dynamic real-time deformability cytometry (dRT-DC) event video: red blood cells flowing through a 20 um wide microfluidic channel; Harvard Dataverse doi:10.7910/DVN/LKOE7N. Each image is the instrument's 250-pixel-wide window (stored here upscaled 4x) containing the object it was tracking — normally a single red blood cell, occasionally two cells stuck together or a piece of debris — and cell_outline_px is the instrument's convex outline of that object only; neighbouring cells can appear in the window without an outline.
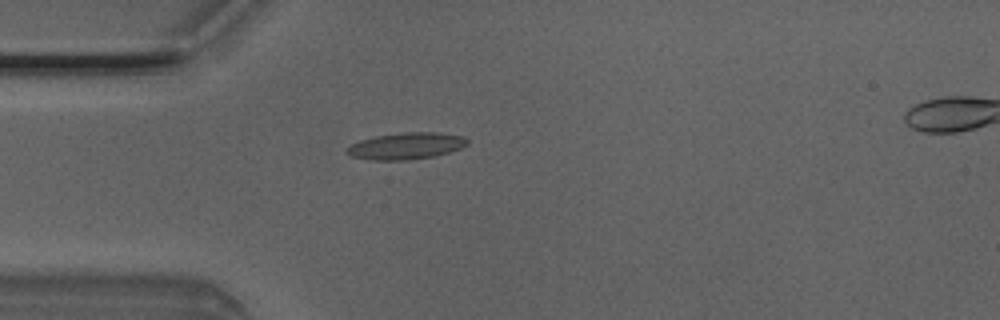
{"species": "Egyptian fruit bat (a non-hibernating species)", "species_latin": "Rousettus aegyptiacus", "temperature_condition": "room temperature", "stored_images_in_passage": 3, "camera_frame_rate_fps": 3000, "um_per_image_px": 0.085, "animal": {"sex": "male"}, "frame": {"image": 1, "passage_image": 2, "time_ms": 0.333, "image_size_px": [1000, 320], "cell_outline_px": [[468, 144], [460, 148], [448, 152], [432, 156], [408, 160], [372, 160], [352, 156], [344, 152], [352, 144], [360, 140], [376, 136], [404, 132], [440, 132], [464, 136], [468, 140]], "centroid_in_image_um": [34.53, 12.4], "position_along_channel_um": 50.5, "area_um2": 18.61}}